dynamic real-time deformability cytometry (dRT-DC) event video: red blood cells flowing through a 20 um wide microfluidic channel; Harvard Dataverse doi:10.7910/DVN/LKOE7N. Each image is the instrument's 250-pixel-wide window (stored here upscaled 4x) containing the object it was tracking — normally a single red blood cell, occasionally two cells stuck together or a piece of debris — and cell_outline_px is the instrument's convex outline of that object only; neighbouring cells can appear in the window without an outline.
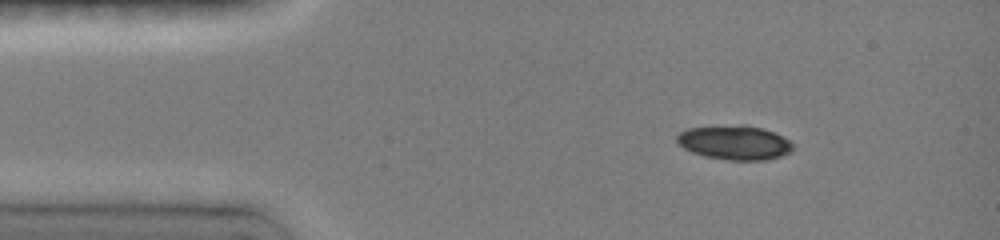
{"species": "common noctule bat (a hibernating species)", "species_latin": "Nyctalus noctula", "temperature_condition": "room temperature", "stored_images_in_passage": 22, "camera_frame_rate_fps": 3000, "um_per_image_px": 0.085, "animal": {"sex": "female", "body_mass_g": 19.0, "forearm_length_mm": 51.5}, "frame": {"image": 1, "passage_image": 1, "time_ms": 0.0, "image_size_px": [1000, 240], "cell_outline_px": [[792, 152], [780, 156], [764, 160], [728, 160], [704, 156], [692, 152], [684, 148], [676, 140], [676, 136], [680, 132], [688, 128], [740, 124], [744, 124], [760, 128], [772, 132], [788, 140], [792, 144]], "centroid_in_image_um": [62.41, 12.12], "position_along_channel_um": 22.6, "area_um2": 23.0}}
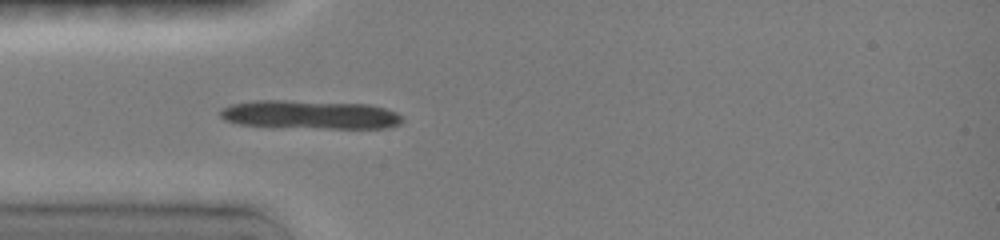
{"frame": {"image": 2, "passage_image": 5, "time_ms": 2.333, "image_size_px": [1000, 240], "cell_outline_px": [[404, 120], [400, 124], [392, 128], [272, 128], [240, 124], [224, 120], [220, 116], [220, 108], [232, 104], [256, 100], [284, 100], [368, 104], [384, 108], [396, 112], [404, 116]], "centroid_in_image_um": [26.35, 9.76], "position_along_channel_um": 58.7, "area_um2": 31.04}}